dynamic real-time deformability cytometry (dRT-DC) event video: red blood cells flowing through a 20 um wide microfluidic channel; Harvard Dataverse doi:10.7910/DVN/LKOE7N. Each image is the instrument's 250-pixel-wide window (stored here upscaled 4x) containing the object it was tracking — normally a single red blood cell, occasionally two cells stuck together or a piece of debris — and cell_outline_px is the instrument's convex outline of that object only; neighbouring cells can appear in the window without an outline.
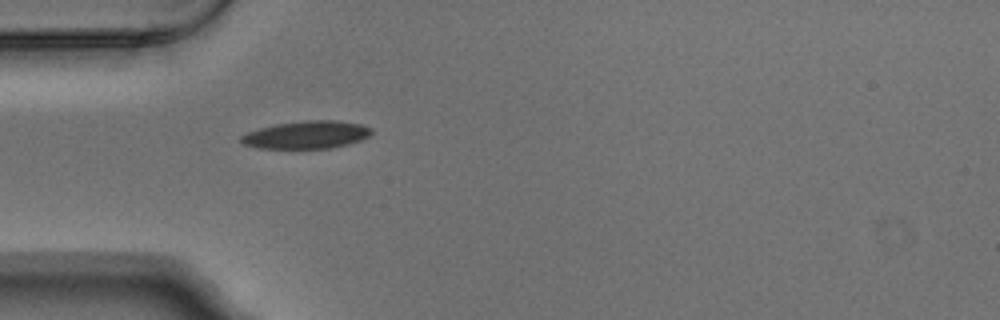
{"species": "Egyptian fruit bat (a non-hibernating species)", "species_latin": "Rousettus aegyptiacus", "temperature_condition": "warm", "stored_images_in_passage": 1, "camera_frame_rate_fps": 3000, "um_per_image_px": 0.085, "animal": {"sex": "male"}, "frame": {"image": 1, "passage_image": 1, "time_ms": 0.0, "image_size_px": [1000, 320], "cell_outline_px": [[372, 132], [368, 136], [360, 140], [348, 144], [332, 148], [256, 148], [244, 144], [240, 140], [240, 136], [248, 132], [260, 128], [276, 124], [304, 120], [336, 120], [360, 124], [372, 128]], "centroid_in_image_um": [26.06, 11.45], "position_along_channel_um": 58.9, "area_um2": 20.98}}